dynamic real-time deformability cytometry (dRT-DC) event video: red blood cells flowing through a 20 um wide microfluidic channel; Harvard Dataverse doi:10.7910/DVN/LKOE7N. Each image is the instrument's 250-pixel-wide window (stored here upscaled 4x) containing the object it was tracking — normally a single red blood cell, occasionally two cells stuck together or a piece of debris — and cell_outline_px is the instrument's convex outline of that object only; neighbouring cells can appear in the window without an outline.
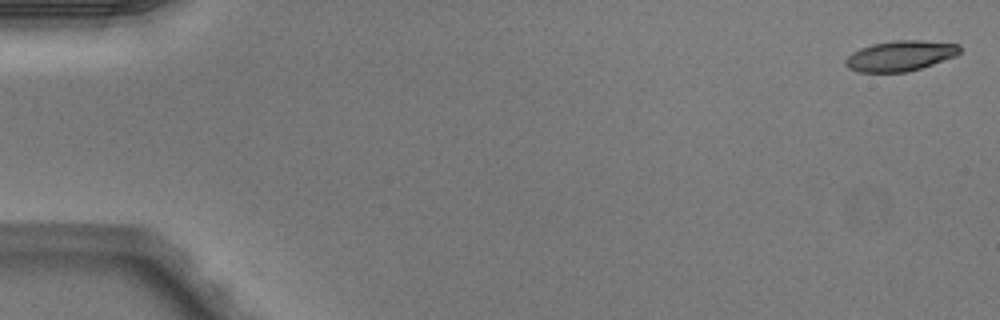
{"species": "Egyptian fruit bat (a non-hibernating species)", "species_latin": "Rousettus aegyptiacus", "temperature_condition": "warm", "stored_images_in_passage": 3, "camera_frame_rate_fps": 3000, "um_per_image_px": 0.085, "animal": {"sex": "male"}, "frame": {"image": 1, "passage_image": 1, "time_ms": 0.0, "image_size_px": [1000, 320], "cell_outline_px": [[960, 52], [956, 56], [920, 68], [904, 72], [856, 72], [848, 68], [844, 64], [844, 60], [852, 52], [860, 48], [872, 44], [896, 40], [924, 40], [960, 44]], "centroid_in_image_um": [76.5, 4.74], "position_along_channel_um": 8.5, "area_um2": 20.29}}